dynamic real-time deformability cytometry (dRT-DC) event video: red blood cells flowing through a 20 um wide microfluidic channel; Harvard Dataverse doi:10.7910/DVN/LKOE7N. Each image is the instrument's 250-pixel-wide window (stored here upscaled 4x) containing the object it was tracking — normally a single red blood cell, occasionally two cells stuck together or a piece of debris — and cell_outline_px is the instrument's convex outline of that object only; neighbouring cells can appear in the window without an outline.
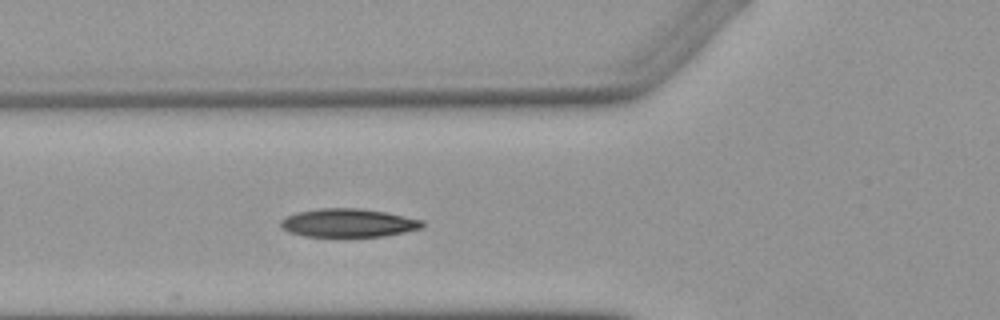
{"species": "Egyptian fruit bat (a non-hibernating species)", "species_latin": "Rousettus aegyptiacus", "temperature_condition": "warm", "stored_images_in_passage": 5, "camera_frame_rate_fps": 3000, "um_per_image_px": 0.085, "animal": {"sex": "female"}, "frame": {"image": 1, "passage_image": 4, "time_ms": 3.333, "image_size_px": [1000, 320], "cell_outline_px": [[424, 228], [384, 236], [304, 236], [288, 232], [280, 224], [280, 220], [296, 212], [320, 208], [356, 208], [384, 212], [424, 220]], "centroid_in_image_um": [29.62, 18.94], "position_along_channel_um": 96.2, "area_um2": 23.29}}